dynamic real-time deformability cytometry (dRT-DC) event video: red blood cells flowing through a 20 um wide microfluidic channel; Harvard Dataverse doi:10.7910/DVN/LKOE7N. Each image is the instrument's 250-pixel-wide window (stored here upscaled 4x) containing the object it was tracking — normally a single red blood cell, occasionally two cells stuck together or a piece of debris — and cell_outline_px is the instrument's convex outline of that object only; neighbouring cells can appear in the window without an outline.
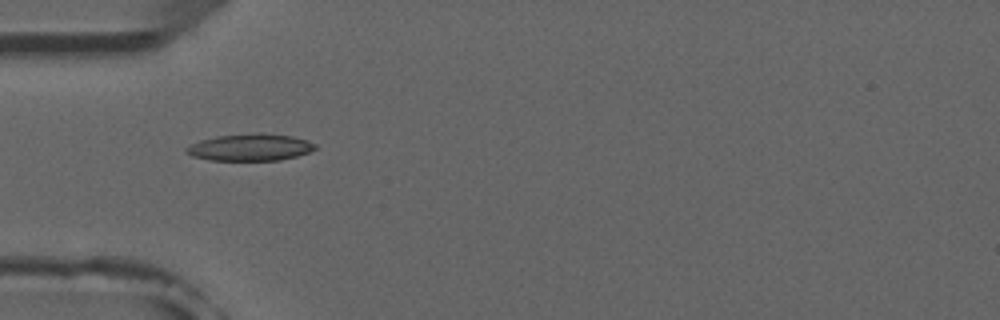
{"species": "common noctule bat (a hibernating species)", "species_latin": "Nyctalus noctula", "temperature_condition": "room temperature", "stored_images_in_passage": 7, "camera_frame_rate_fps": 3000, "um_per_image_px": 0.085, "animal": {"sex": "male", "forearm_length_mm": 52.5}, "frame": {"image": 1, "passage_image": 5, "time_ms": 4.667, "image_size_px": [1000, 320], "cell_outline_px": [[316, 148], [308, 152], [296, 156], [280, 160], [208, 160], [192, 156], [184, 152], [184, 148], [200, 140], [216, 136], [260, 132], [292, 136], [308, 140], [316, 144]], "centroid_in_image_um": [21.25, 12.51], "position_along_channel_um": 63.8, "area_um2": 20.35}}
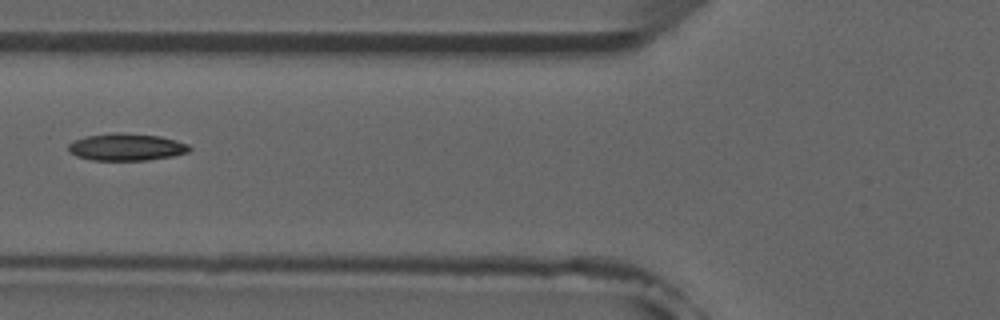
{"frame": {"image": 2, "passage_image": 6, "time_ms": 6.0, "image_size_px": [1000, 320], "cell_outline_px": [[192, 148], [188, 152], [172, 156], [148, 160], [92, 160], [76, 156], [68, 152], [68, 144], [72, 140], [84, 136], [116, 132], [160, 136], [176, 140], [188, 144]], "centroid_in_image_um": [10.71, 12.49], "position_along_channel_um": 115.1, "area_um2": 19.31}}
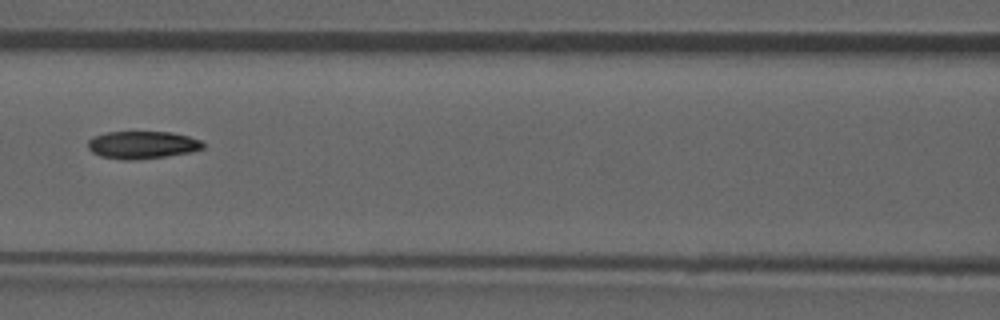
{"frame": {"image": 3, "passage_image": 7, "time_ms": 7.0, "image_size_px": [1000, 320], "cell_outline_px": [[204, 148], [192, 152], [168, 156], [136, 160], [124, 160], [100, 156], [92, 152], [88, 148], [88, 140], [96, 136], [108, 132], [172, 132], [188, 136], [200, 140], [204, 144]], "centroid_in_image_um": [12.12, 12.33], "position_along_channel_um": 154.5, "area_um2": 18.55}}